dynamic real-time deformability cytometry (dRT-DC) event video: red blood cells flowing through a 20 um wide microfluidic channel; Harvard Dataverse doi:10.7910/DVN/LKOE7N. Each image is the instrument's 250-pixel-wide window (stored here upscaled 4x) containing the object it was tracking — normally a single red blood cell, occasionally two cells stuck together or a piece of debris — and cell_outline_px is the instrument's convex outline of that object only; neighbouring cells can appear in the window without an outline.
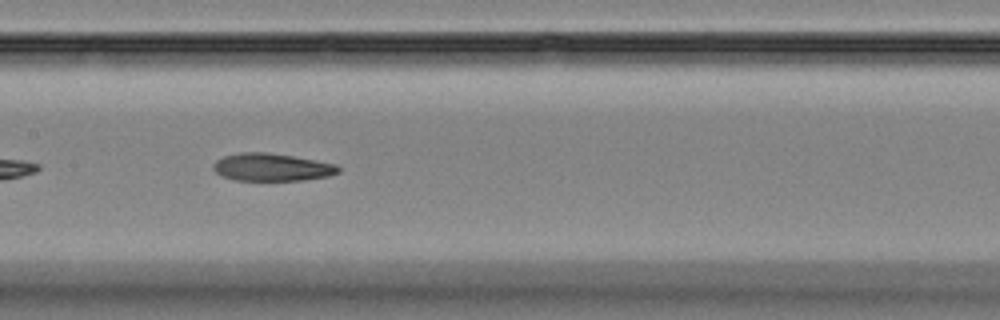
{"species": "Egyptian fruit bat (a non-hibernating species)", "species_latin": "Rousettus aegyptiacus", "temperature_condition": "room temperature", "stored_images_in_passage": 14, "camera_frame_rate_fps": 3000, "um_per_image_px": 0.085, "animal": {"sex": "female"}, "frame": {"image": 1, "passage_image": 12, "time_ms": 3.667, "image_size_px": [1000, 320], "cell_outline_px": [[340, 172], [328, 176], [304, 180], [236, 180], [220, 176], [212, 168], [212, 164], [216, 160], [224, 156], [240, 152], [264, 152], [292, 156], [336, 164], [340, 168]], "centroid_in_image_um": [23.07, 14.21], "position_along_channel_um": 184.3, "area_um2": 20.11}}